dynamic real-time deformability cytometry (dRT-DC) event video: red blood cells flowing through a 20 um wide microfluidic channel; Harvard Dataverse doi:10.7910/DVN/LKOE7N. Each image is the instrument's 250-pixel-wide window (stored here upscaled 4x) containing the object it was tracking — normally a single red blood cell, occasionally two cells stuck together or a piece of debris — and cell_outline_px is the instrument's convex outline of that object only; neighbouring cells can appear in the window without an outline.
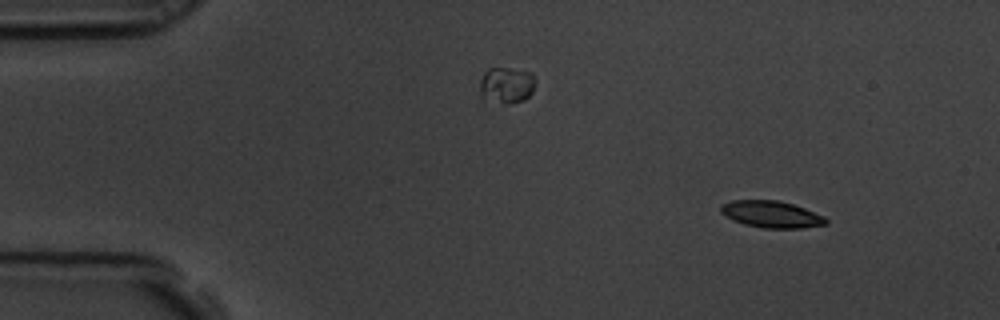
{"species": "common noctule bat (a hibernating species)", "species_latin": "Nyctalus noctula", "temperature_condition": "room temperature", "stored_images_in_passage": 4, "camera_frame_rate_fps": 3000, "um_per_image_px": 0.085, "animal": {"sex": "male", "body_mass_g": 19.5, "forearm_length_mm": 54.6}, "frame": {"image": 1, "passage_image": 1, "time_ms": 0.0, "image_size_px": [1000, 320], "cell_outline_px": [[828, 224], [800, 228], [764, 228], [744, 224], [732, 220], [724, 216], [720, 212], [720, 204], [732, 200], [776, 200], [792, 204], [804, 208], [824, 216], [828, 220]], "centroid_in_image_um": [65.53, 18.21], "position_along_channel_um": 19.5, "area_um2": 16.47}}
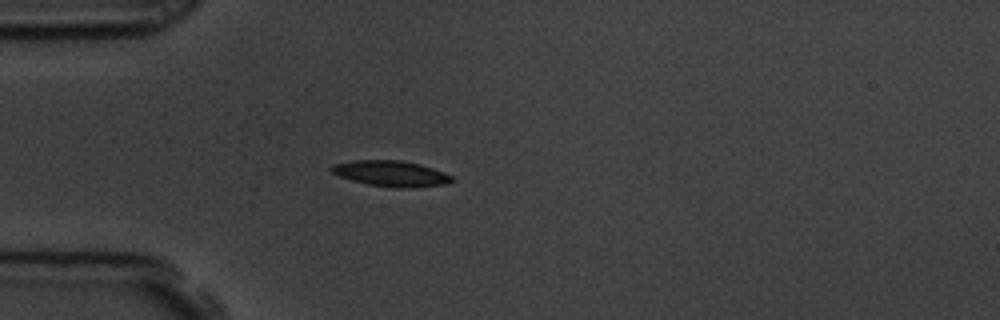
{"frame": {"image": 2, "passage_image": 3, "time_ms": 0.667, "image_size_px": [1000, 320], "cell_outline_px": [[456, 180], [444, 184], [400, 188], [396, 188], [368, 184], [352, 180], [340, 176], [332, 172], [328, 168], [332, 164], [356, 160], [400, 160], [420, 164], [444, 172], [452, 176]], "centroid_in_image_um": [33.22, 14.74], "position_along_channel_um": 51.8, "area_um2": 17.92}}